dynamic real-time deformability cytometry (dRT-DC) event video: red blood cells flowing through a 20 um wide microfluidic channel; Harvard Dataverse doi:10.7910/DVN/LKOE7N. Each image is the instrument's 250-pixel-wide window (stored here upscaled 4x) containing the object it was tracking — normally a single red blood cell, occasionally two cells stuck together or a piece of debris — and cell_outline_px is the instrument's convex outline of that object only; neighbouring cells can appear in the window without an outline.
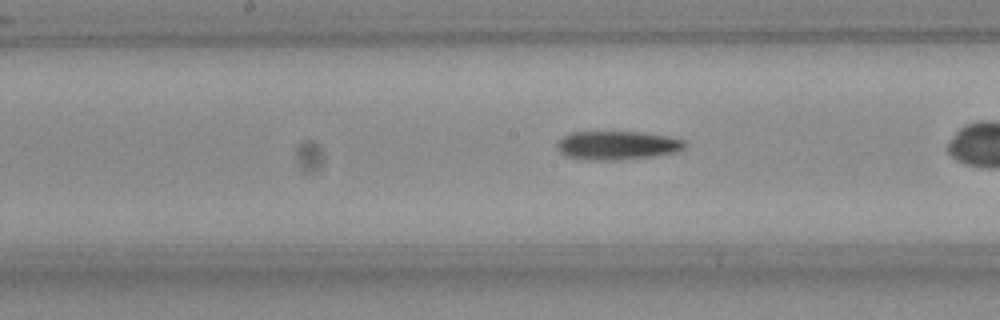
{"species": "Egyptian fruit bat (a non-hibernating species)", "species_latin": "Rousettus aegyptiacus", "temperature_condition": "room temperature", "stored_images_in_passage": 35, "camera_frame_rate_fps": 3000, "um_per_image_px": 0.085, "frame": {"image": 1, "passage_image": 20, "time_ms": 6.333, "image_size_px": [1000, 320], "cell_outline_px": [[688, 144], [684, 148], [672, 152], [648, 156], [612, 160], [592, 160], [568, 156], [560, 152], [556, 148], [556, 144], [564, 136], [572, 132], [640, 132], [668, 136], [684, 140]], "centroid_in_image_um": [52.45, 12.34], "position_along_channel_um": 195.8, "area_um2": 20.92}}
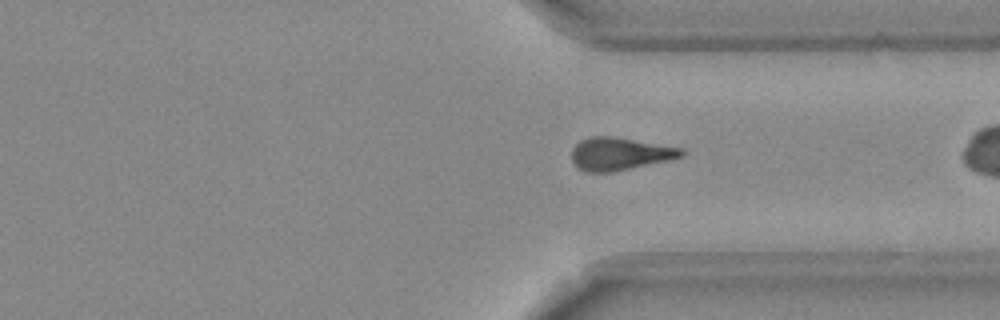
{"frame": {"image": 2, "passage_image": 33, "time_ms": 10.667, "image_size_px": [1000, 320], "cell_outline_px": [[684, 152], [680, 156], [668, 160], [612, 172], [588, 172], [576, 168], [572, 160], [572, 148], [580, 140], [588, 136], [612, 136], [684, 148]], "centroid_in_image_um": [52.62, 13.07], "position_along_channel_um": 358.8, "area_um2": 20.87}}